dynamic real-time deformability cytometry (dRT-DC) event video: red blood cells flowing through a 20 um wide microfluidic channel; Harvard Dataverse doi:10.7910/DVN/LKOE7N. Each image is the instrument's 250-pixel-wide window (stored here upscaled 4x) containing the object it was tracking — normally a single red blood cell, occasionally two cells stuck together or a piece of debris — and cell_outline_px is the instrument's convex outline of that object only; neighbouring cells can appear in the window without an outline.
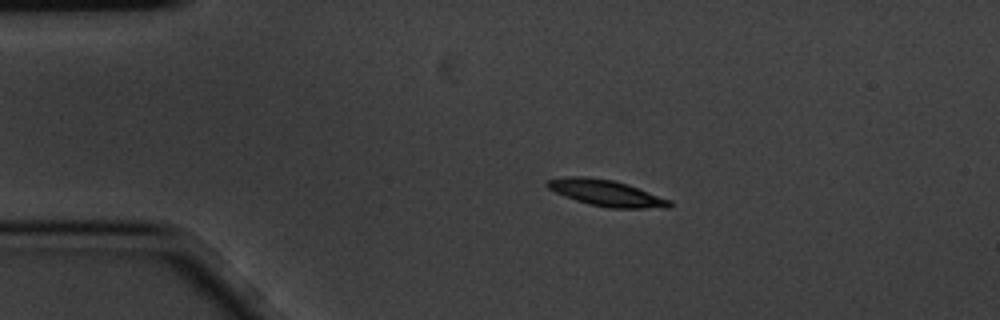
{"species": "common noctule bat (a hibernating species)", "species_latin": "Nyctalus noctula", "temperature_condition": "cold", "stored_images_in_passage": 6, "camera_frame_rate_fps": 3000, "um_per_image_px": 0.085, "animal": {"sex": "male", "body_mass_g": 20.1, "forearm_length_mm": 53.5}, "frame": {"image": 1, "passage_image": 3, "time_ms": 0.667, "image_size_px": [1000, 320], "cell_outline_px": [[672, 204], [668, 208], [608, 208], [588, 204], [564, 196], [548, 188], [544, 184], [548, 180], [568, 176], [584, 176], [612, 180], [672, 200]], "centroid_in_image_um": [51.51, 16.42], "position_along_channel_um": 33.5, "area_um2": 18.44}}
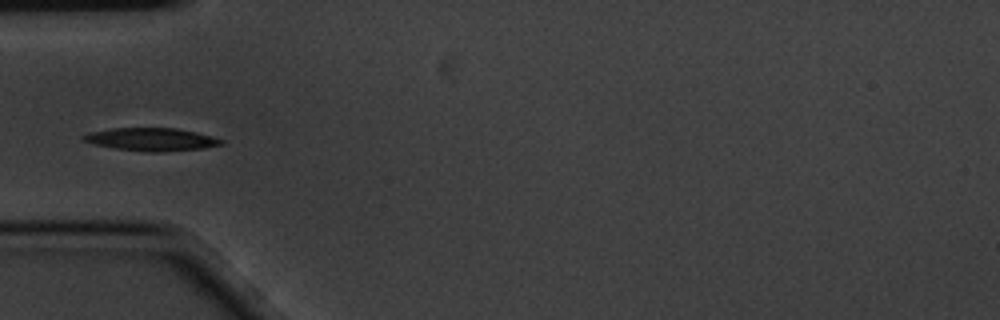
{"frame": {"image": 2, "passage_image": 5, "time_ms": 1.333, "image_size_px": [1000, 320], "cell_outline_px": [[224, 144], [204, 148], [164, 152], [144, 152], [116, 148], [96, 144], [80, 140], [80, 136], [88, 132], [112, 128], [176, 128], [196, 132], [212, 136], [224, 140]], "centroid_in_image_um": [12.86, 11.85], "position_along_channel_um": 72.1, "area_um2": 18.55}}
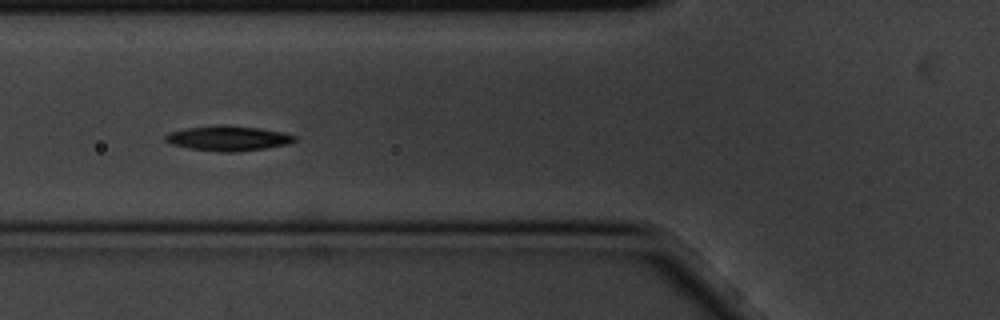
{"frame": {"image": 3, "passage_image": 6, "time_ms": 1.667, "image_size_px": [1000, 320], "cell_outline_px": [[296, 140], [288, 144], [264, 148], [236, 152], [224, 152], [188, 148], [172, 144], [164, 140], [164, 136], [168, 132], [188, 128], [220, 124], [224, 124], [260, 128], [284, 132], [296, 136]], "centroid_in_image_um": [19.39, 11.74], "position_along_channel_um": 106.4, "area_um2": 18.84}}